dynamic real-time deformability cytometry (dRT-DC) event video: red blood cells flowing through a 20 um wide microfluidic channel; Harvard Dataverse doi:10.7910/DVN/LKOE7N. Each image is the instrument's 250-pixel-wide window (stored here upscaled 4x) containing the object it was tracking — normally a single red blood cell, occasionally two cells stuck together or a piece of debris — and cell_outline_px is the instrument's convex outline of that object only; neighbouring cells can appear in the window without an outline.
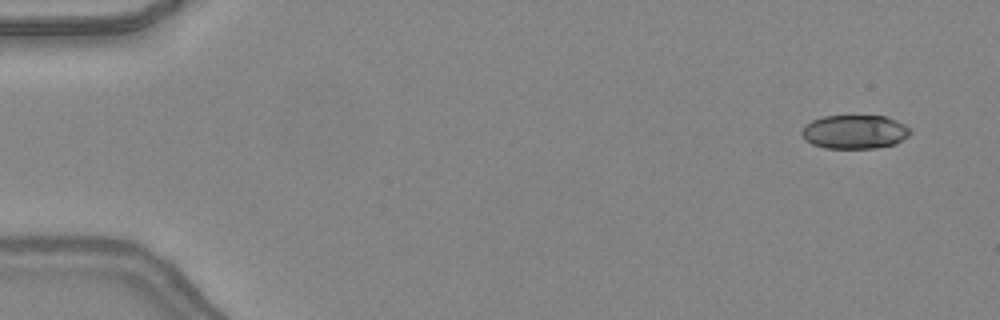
{"species": "common noctule bat (a hibernating species)", "species_latin": "Nyctalus noctula", "temperature_condition": "warm", "stored_images_in_passage": 48, "camera_frame_rate_fps": 3000, "um_per_image_px": 0.085, "animal": {"sex": "female", "body_mass_g": 24.6, "forearm_length_mm": 56.2}, "frame": {"image": 1, "passage_image": 3, "time_ms": 0.667, "image_size_px": [1000, 320], "cell_outline_px": [[912, 132], [908, 136], [896, 144], [876, 148], [824, 148], [812, 144], [804, 140], [800, 132], [812, 120], [824, 116], [884, 116], [896, 120], [904, 124]], "centroid_in_image_um": [72.65, 11.22], "position_along_channel_um": 12.4, "area_um2": 21.39}}
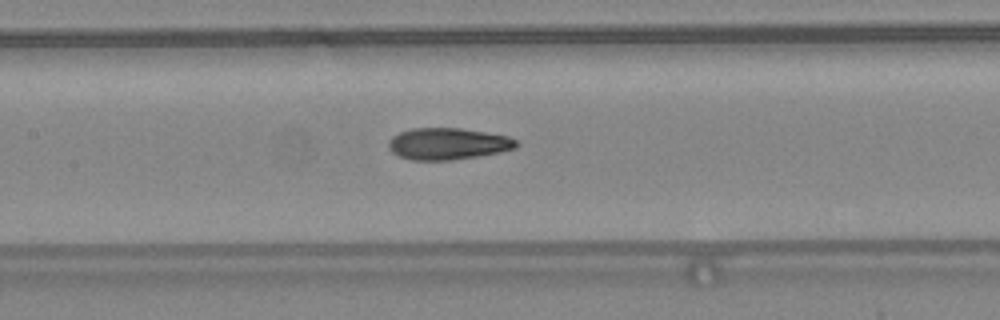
{"frame": {"image": 2, "passage_image": 23, "time_ms": 7.333, "image_size_px": [1000, 320], "cell_outline_px": [[520, 144], [516, 148], [500, 152], [452, 160], [412, 160], [400, 156], [392, 152], [388, 148], [388, 140], [392, 136], [400, 132], [412, 128], [460, 128], [508, 136], [516, 140]], "centroid_in_image_um": [38.06, 12.22], "position_along_channel_um": 169.3, "area_um2": 23.58}}
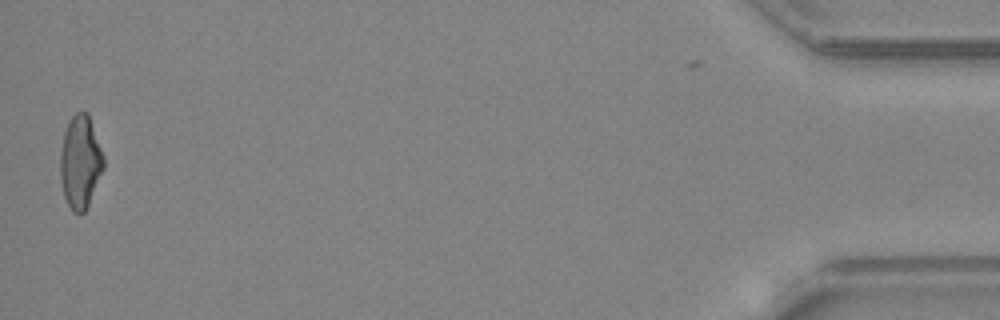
{"frame": {"image": 3, "passage_image": 47, "time_ms": 15.333, "image_size_px": [1000, 320], "cell_outline_px": [[104, 168], [88, 204], [84, 212], [72, 212], [64, 196], [60, 180], [60, 152], [64, 132], [68, 120], [76, 112], [88, 112], [104, 156]], "centroid_in_image_um": [6.82, 13.74], "position_along_channel_um": 428.4, "area_um2": 23.47}, "authors_computed_cell_mechanics": {"area_um2": 23.3801, "velocity_mm_per_s": 4.3984, "shape_relaxation_time_tau1_ms": 8.8846, "shape_relaxation_time_tau2_ms": 2.0874, "deformation_change_tau1": 0.2539, "deformation_change_tau2": 0.0981}}